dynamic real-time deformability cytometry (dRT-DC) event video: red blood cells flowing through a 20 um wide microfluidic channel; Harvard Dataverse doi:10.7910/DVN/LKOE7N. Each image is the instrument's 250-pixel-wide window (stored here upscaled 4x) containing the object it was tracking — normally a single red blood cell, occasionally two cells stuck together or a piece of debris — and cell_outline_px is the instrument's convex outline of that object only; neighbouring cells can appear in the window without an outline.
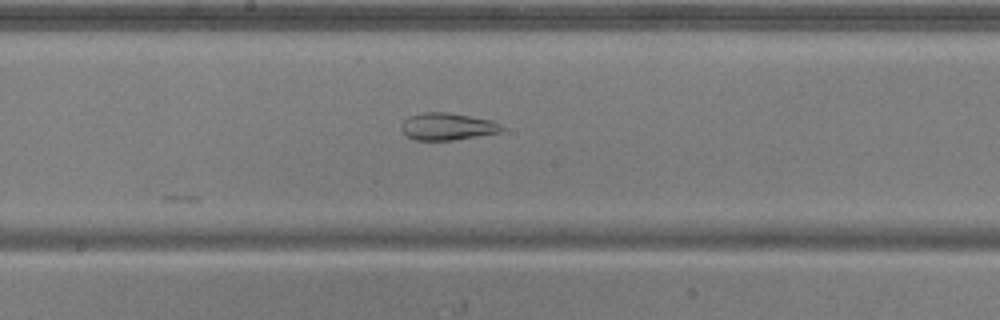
{"species": "common noctule bat (a hibernating species)", "species_latin": "Nyctalus noctula", "temperature_condition": "warm", "stored_images_in_passage": 31, "camera_frame_rate_fps": 3000, "um_per_image_px": 0.085, "animal": {"sex": "male", "body_mass_g": 20.5, "forearm_length_mm": 52.5}, "frame": {"image": 1, "passage_image": 18, "time_ms": 5.667, "image_size_px": [1000, 320], "cell_outline_px": [[504, 128], [500, 132], [456, 140], [416, 140], [408, 136], [400, 128], [400, 124], [408, 116], [424, 112], [448, 112], [472, 116], [492, 120], [500, 124]], "centroid_in_image_um": [38.02, 10.74], "position_along_channel_um": 210.2, "area_um2": 16.01}}
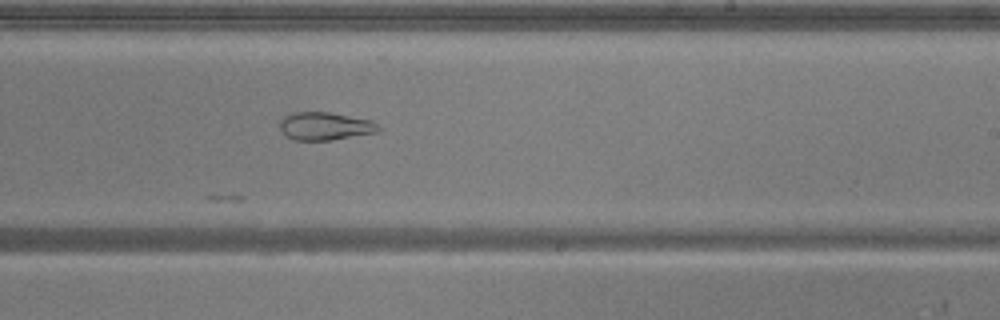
{"frame": {"image": 2, "passage_image": 22, "time_ms": 7.0, "image_size_px": [1000, 320], "cell_outline_px": [[384, 128], [380, 132], [332, 140], [292, 140], [280, 128], [280, 120], [284, 116], [292, 112], [328, 112], [372, 120]], "centroid_in_image_um": [27.69, 10.72], "position_along_channel_um": 261.3, "area_um2": 16.24}}
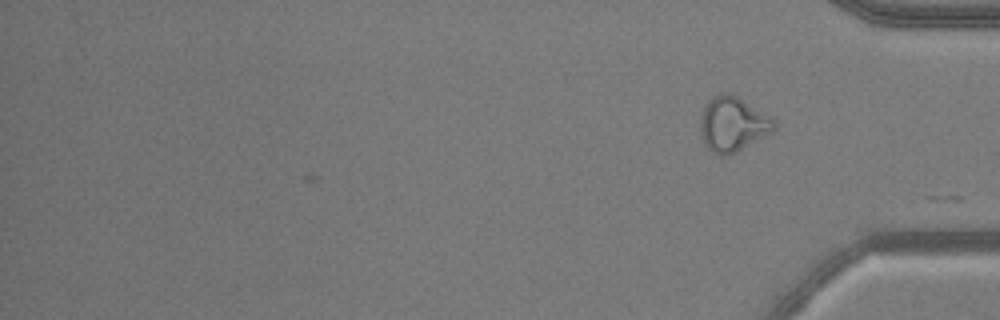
{"frame": {"image": 3, "passage_image": 31, "time_ms": 10.0, "image_size_px": [1000, 320], "cell_outline_px": [[776, 132], [724, 156], [720, 156], [712, 152], [704, 144], [700, 128], [700, 120], [704, 108], [708, 100], [712, 96], [720, 92], [728, 92], [736, 96], [772, 116], [776, 120]], "centroid_in_image_um": [62.32, 10.53], "position_along_channel_um": 372.9, "area_um2": 23.7}, "authors_computed_cell_mechanics": {"area_um2": 17.5134, "velocity_mm_per_s": 3.8574, "shape_relaxation_time_tau1_ms": null, "shape_relaxation_time_tau2_ms": 2.1895, "deformation_change_tau1": null, "deformation_change_tau2": 0.0899}}